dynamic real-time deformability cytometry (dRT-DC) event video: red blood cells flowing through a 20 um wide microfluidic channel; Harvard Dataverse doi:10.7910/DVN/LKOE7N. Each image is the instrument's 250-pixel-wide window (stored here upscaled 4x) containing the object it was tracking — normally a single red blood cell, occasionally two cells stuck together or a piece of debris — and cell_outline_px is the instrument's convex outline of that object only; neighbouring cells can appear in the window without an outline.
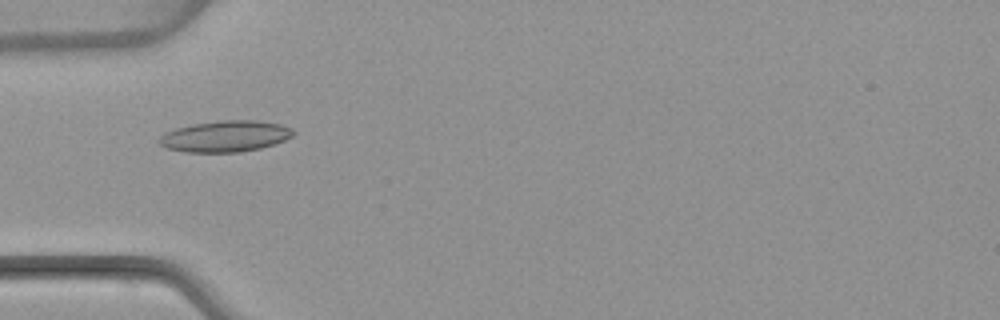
{"species": "common noctule bat (a hibernating species)", "species_latin": "Nyctalus noctula", "temperature_condition": "warm", "stored_images_in_passage": 52, "camera_frame_rate_fps": 3000, "um_per_image_px": 0.085, "animal": {"sex": "female", "body_mass_g": 22.7, "forearm_length_mm": 54.2}, "frame": {"image": 1, "passage_image": 17, "time_ms": 5.333, "image_size_px": [1000, 320], "cell_outline_px": [[296, 132], [292, 136], [276, 144], [260, 148], [240, 152], [184, 152], [168, 148], [160, 144], [160, 136], [164, 132], [176, 128], [192, 124], [220, 120], [256, 120], [280, 124], [292, 128]], "centroid_in_image_um": [19.17, 11.58], "position_along_channel_um": 65.8, "area_um2": 24.45}}
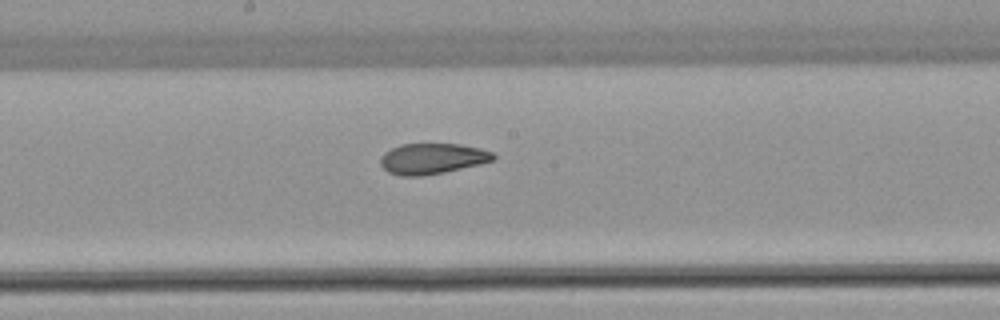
{"frame": {"image": 2, "passage_image": 28, "time_ms": 9.0, "image_size_px": [1000, 320], "cell_outline_px": [[496, 160], [480, 164], [444, 172], [420, 176], [400, 176], [388, 172], [380, 164], [380, 156], [384, 152], [400, 144], [460, 144], [480, 148], [492, 152], [496, 156]], "centroid_in_image_um": [36.74, 13.48], "position_along_channel_um": 211.5, "area_um2": 20.29}}
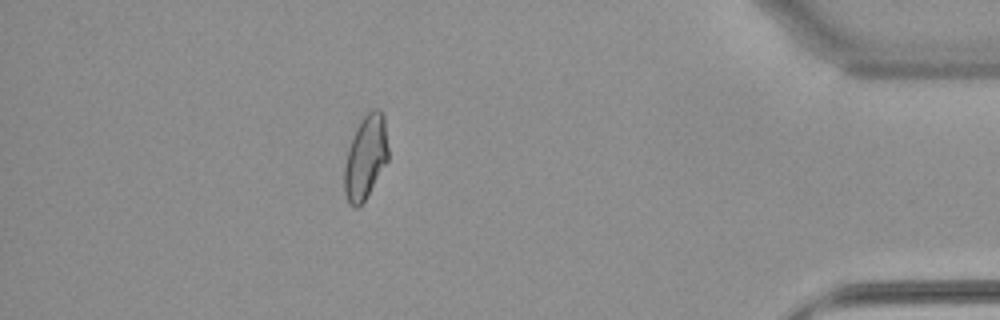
{"frame": {"image": 3, "passage_image": 46, "time_ms": 15.0, "image_size_px": [1000, 320], "cell_outline_px": [[388, 160], [364, 200], [356, 208], [348, 204], [344, 192], [344, 164], [348, 148], [356, 128], [360, 120], [368, 112], [376, 108], [380, 108], [384, 116], [388, 148]], "centroid_in_image_um": [31.06, 13.35], "position_along_channel_um": 404.1, "area_um2": 21.33}, "authors_computed_cell_mechanics": {"area_um2": 21.5305, "velocity_mm_per_s": 3.9804, "shape_relaxation_time_tau1_ms": 5.7915, "shape_relaxation_time_tau2_ms": 2.1884, "deformation_change_tau1": 0.1557, "deformation_change_tau2": 0.0814}}